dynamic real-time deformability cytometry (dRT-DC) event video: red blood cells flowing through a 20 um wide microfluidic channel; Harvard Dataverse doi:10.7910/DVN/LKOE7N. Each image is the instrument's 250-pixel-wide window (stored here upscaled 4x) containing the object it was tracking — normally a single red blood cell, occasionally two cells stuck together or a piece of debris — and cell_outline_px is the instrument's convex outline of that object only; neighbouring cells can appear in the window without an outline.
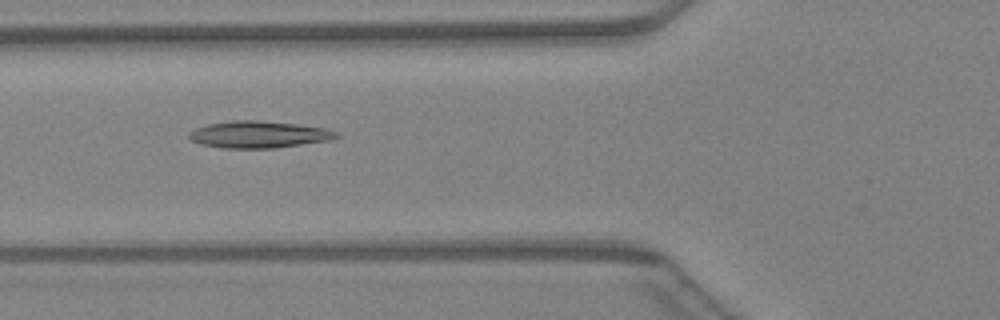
{"species": "Egyptian fruit bat (a non-hibernating species)", "species_latin": "Rousettus aegyptiacus", "temperature_condition": "warm", "stored_images_in_passage": 36, "camera_frame_rate_fps": 3000, "um_per_image_px": 0.085, "animal": {"sex": "female"}, "frame": {"image": 1, "passage_image": 7, "time_ms": 2.0, "image_size_px": [1000, 320], "cell_outline_px": [[340, 136], [328, 140], [272, 148], [220, 148], [200, 144], [192, 140], [188, 136], [188, 132], [196, 128], [208, 124], [232, 120], [256, 120], [296, 124], [324, 128], [336, 132]], "centroid_in_image_um": [21.93, 11.43], "position_along_channel_um": 103.9, "area_um2": 22.83}}
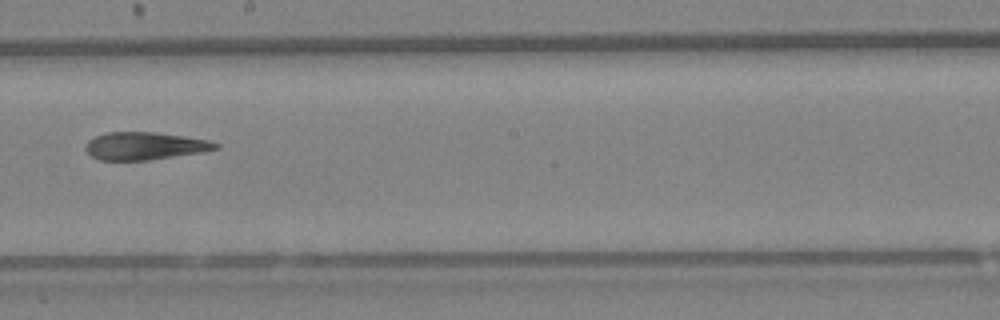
{"frame": {"image": 2, "passage_image": 16, "time_ms": 5.0, "image_size_px": [1000, 320], "cell_outline_px": [[220, 148], [200, 152], [148, 160], [100, 160], [92, 156], [84, 148], [88, 140], [96, 136], [108, 132], [152, 132], [184, 136], [208, 140], [220, 144]], "centroid_in_image_um": [12.3, 12.4], "position_along_channel_um": 235.9, "area_um2": 20.75}}
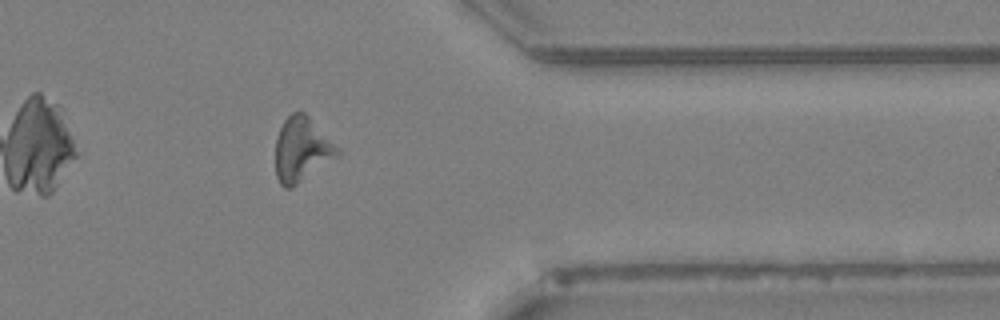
{"frame": {"image": 3, "passage_image": 27, "time_ms": 8.667, "image_size_px": [1000, 320], "cell_outline_px": [[340, 152], [336, 156], [292, 188], [284, 188], [280, 184], [276, 176], [276, 136], [284, 120], [292, 112], [304, 112], [340, 148]], "centroid_in_image_um": [25.62, 12.7], "position_along_channel_um": 385.8, "area_um2": 22.95}}